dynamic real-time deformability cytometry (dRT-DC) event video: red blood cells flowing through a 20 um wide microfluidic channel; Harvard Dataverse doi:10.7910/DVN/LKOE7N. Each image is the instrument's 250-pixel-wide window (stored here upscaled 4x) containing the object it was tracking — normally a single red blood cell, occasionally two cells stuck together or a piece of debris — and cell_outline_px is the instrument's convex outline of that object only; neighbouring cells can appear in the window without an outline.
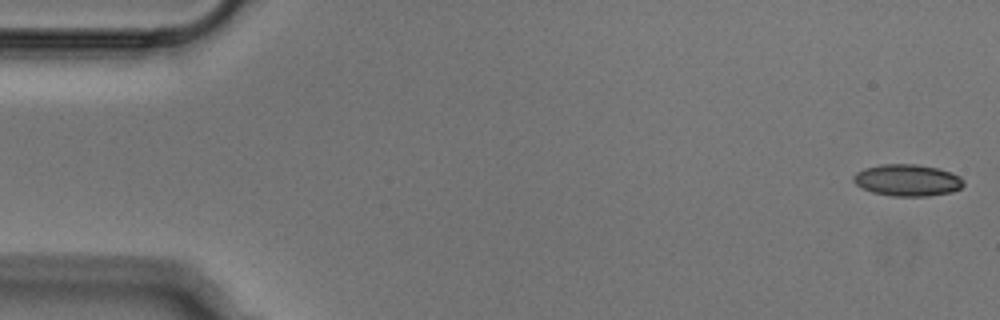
{"species": "Egyptian fruit bat (a non-hibernating species)", "species_latin": "Rousettus aegyptiacus", "temperature_condition": "cold", "stored_images_in_passage": 50, "camera_frame_rate_fps": 3000, "um_per_image_px": 0.085, "animal": {"sex": "male"}, "frame": {"image": 1, "passage_image": 1, "time_ms": 0.0, "image_size_px": [1000, 320], "cell_outline_px": [[964, 184], [960, 188], [952, 192], [928, 196], [892, 196], [872, 192], [856, 184], [852, 180], [852, 176], [856, 172], [864, 168], [880, 164], [916, 164], [940, 168], [960, 176], [964, 180]], "centroid_in_image_um": [77.13, 15.31], "position_along_channel_um": 7.9, "area_um2": 20.52}}
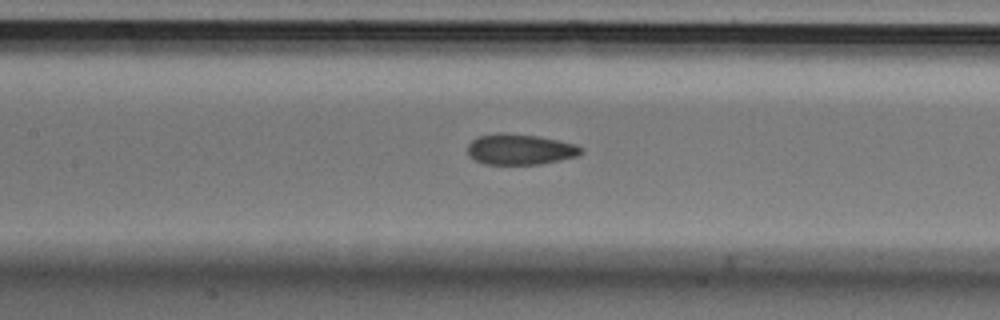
{"frame": {"image": 2, "passage_image": 23, "time_ms": 7.333, "image_size_px": [1000, 320], "cell_outline_px": [[584, 152], [580, 156], [540, 164], [484, 164], [468, 156], [468, 144], [472, 140], [480, 136], [496, 132], [504, 132], [536, 136], [576, 144], [584, 148]], "centroid_in_image_um": [44.23, 12.69], "position_along_channel_um": 163.2, "area_um2": 20.46}}
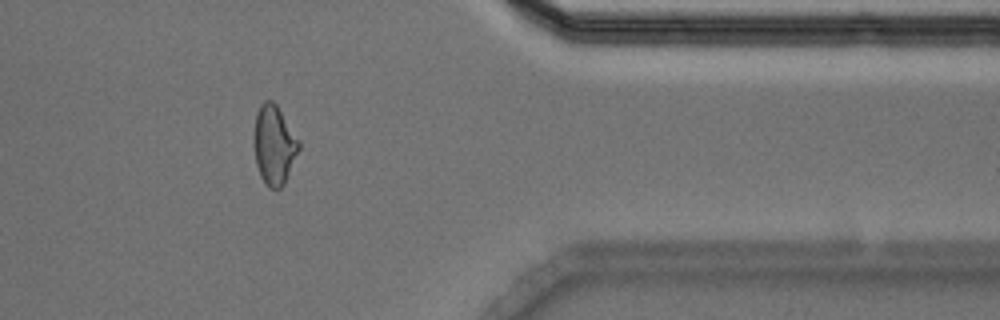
{"frame": {"image": 3, "passage_image": 42, "time_ms": 13.667, "image_size_px": [1000, 320], "cell_outline_px": [[300, 148], [284, 184], [280, 188], [268, 188], [264, 184], [260, 176], [256, 164], [252, 140], [256, 112], [260, 104], [264, 100], [272, 100], [276, 104], [300, 140]], "centroid_in_image_um": [23.27, 12.31], "position_along_channel_um": 388.1, "area_um2": 21.15}}